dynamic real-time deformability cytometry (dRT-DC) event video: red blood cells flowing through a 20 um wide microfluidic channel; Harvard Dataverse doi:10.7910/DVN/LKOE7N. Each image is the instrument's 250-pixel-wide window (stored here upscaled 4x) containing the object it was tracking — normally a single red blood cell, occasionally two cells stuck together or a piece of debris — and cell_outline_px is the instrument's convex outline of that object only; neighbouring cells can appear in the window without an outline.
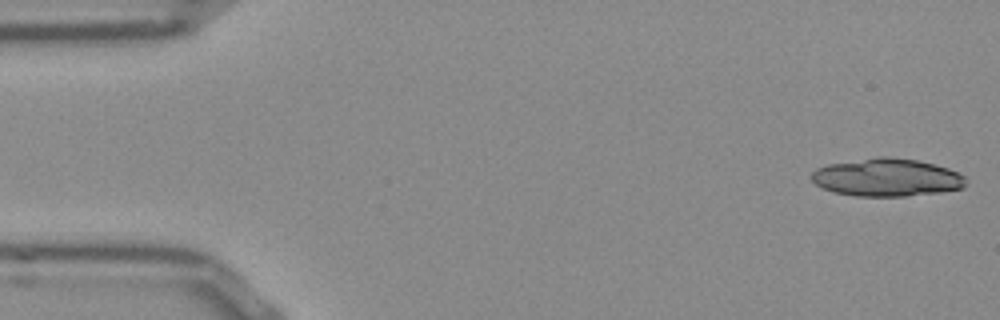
{"species": "Egyptian fruit bat (a non-hibernating species)", "species_latin": "Rousettus aegyptiacus", "temperature_condition": "room temperature", "stored_images_in_passage": 9, "camera_frame_rate_fps": 3000, "um_per_image_px": 0.085, "frame": {"image": 1, "passage_image": 1, "time_ms": 0.0, "image_size_px": [1000, 320], "cell_outline_px": [[968, 184], [964, 188], [940, 192], [904, 196], [856, 196], [832, 192], [816, 184], [812, 180], [812, 172], [816, 168], [828, 164], [876, 156], [892, 156], [916, 160], [948, 168], [964, 176]], "centroid_in_image_um": [75.38, 15.08], "position_along_channel_um": 9.6, "area_um2": 34.16}}